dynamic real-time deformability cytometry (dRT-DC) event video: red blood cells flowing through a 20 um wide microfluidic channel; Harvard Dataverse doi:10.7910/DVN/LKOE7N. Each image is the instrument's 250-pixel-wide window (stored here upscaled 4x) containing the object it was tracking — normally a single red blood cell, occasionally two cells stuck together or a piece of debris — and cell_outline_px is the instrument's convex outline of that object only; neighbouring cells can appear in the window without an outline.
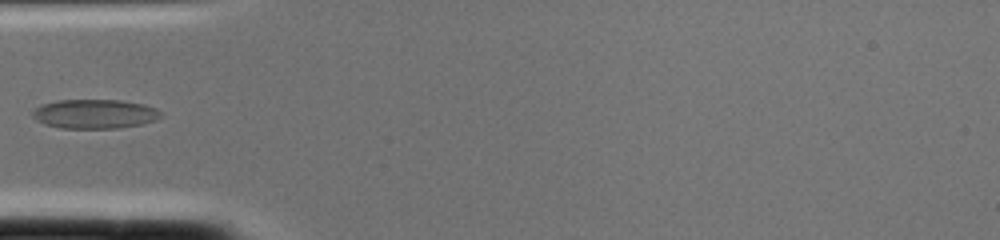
{"species": "common noctule bat (a hibernating species)", "species_latin": "Nyctalus noctula", "temperature_condition": "cold", "stored_images_in_passage": 2, "camera_frame_rate_fps": 3000, "um_per_image_px": 0.085, "animal": {"sex": "female", "body_mass_g": 22.0, "forearm_length_mm": 56.7}, "frame": {"image": 1, "passage_image": 2, "time_ms": 0.333, "image_size_px": [1000, 240], "cell_outline_px": [[160, 116], [156, 120], [140, 124], [116, 128], [60, 128], [44, 124], [36, 120], [32, 116], [32, 112], [40, 104], [56, 100], [120, 100], [144, 104], [156, 108], [160, 112]], "centroid_in_image_um": [8.01, 9.68], "position_along_channel_um": 77.0, "area_um2": 21.85}}